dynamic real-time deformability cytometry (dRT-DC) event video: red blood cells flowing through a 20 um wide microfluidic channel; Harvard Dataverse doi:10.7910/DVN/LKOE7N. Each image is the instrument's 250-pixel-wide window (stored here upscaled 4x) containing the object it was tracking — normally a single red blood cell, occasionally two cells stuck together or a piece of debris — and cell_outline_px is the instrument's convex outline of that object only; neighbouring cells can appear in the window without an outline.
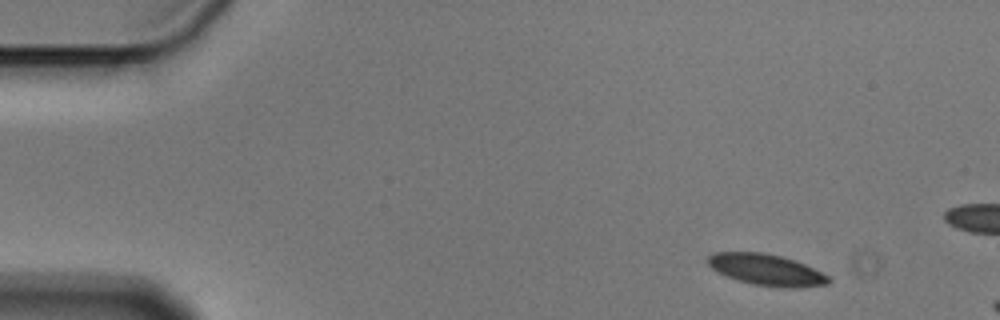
{"species": "Egyptian fruit bat (a non-hibernating species)", "species_latin": "Rousettus aegyptiacus", "temperature_condition": "cold", "stored_images_in_passage": 3, "camera_frame_rate_fps": 3000, "um_per_image_px": 0.085, "animal": {"sex": "male"}, "frame": {"image": 1, "passage_image": 1, "time_ms": 0.0, "image_size_px": [1000, 320], "cell_outline_px": [[832, 280], [828, 284], [796, 288], [788, 288], [752, 284], [736, 280], [716, 272], [708, 264], [708, 256], [712, 252], [764, 252], [796, 260], [828, 276]], "centroid_in_image_um": [65.12, 22.93], "position_along_channel_um": 19.9, "area_um2": 22.08}}